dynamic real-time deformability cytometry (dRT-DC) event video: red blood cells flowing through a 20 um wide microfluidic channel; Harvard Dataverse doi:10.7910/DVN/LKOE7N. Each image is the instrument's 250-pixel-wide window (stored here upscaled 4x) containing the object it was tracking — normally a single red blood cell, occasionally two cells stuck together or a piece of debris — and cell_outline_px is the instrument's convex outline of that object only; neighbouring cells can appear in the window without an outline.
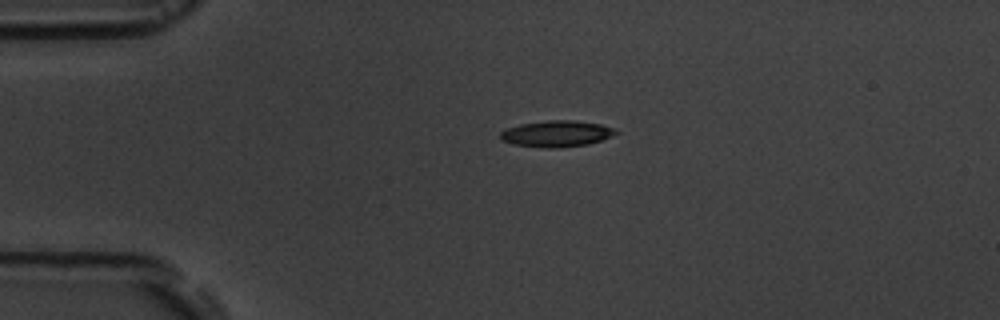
{"species": "common noctule bat (a hibernating species)", "species_latin": "Nyctalus noctula", "temperature_condition": "room temperature", "stored_images_in_passage": 3, "camera_frame_rate_fps": 3000, "um_per_image_px": 0.085, "animal": {"sex": "male", "body_mass_g": 19.5, "forearm_length_mm": 54.6}, "frame": {"image": 1, "passage_image": 1, "time_ms": 0.0, "image_size_px": [1000, 320], "cell_outline_px": [[620, 132], [600, 140], [588, 144], [560, 148], [544, 148], [512, 144], [500, 140], [500, 132], [504, 128], [520, 124], [548, 120], [576, 120], [600, 124], [616, 128]], "centroid_in_image_um": [47.28, 11.36], "position_along_channel_um": 37.7, "area_um2": 17.92}}
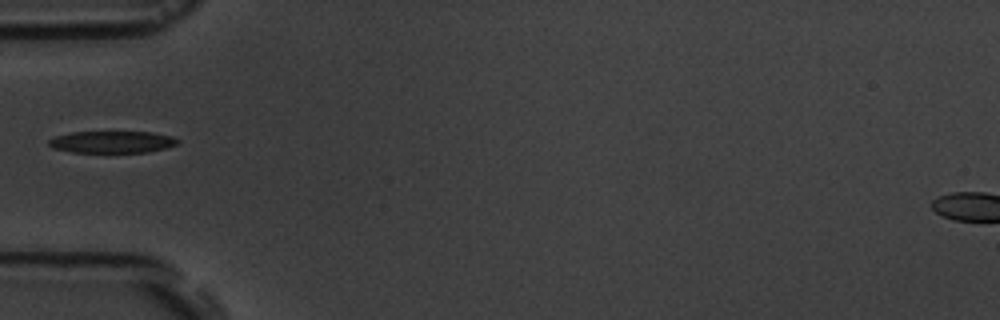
{"frame": {"image": 2, "passage_image": 3, "time_ms": 2.0, "image_size_px": [1000, 320], "cell_outline_px": [[180, 140], [176, 144], [164, 148], [148, 152], [72, 152], [52, 148], [48, 144], [48, 140], [56, 136], [72, 132], [152, 132], [172, 136]], "centroid_in_image_um": [9.51, 12.06], "position_along_channel_um": 75.5, "area_um2": 16.36}}